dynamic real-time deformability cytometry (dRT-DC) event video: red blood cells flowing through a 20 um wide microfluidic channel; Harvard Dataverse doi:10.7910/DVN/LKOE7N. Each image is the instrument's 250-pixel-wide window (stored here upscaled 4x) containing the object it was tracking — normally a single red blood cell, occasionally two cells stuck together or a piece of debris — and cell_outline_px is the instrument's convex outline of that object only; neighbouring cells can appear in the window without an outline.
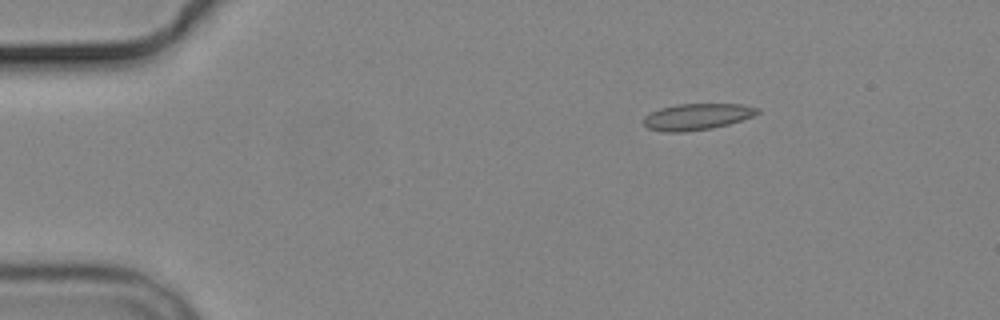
{"species": "common noctule bat (a hibernating species)", "species_latin": "Nyctalus noctula", "temperature_condition": "cold", "stored_images_in_passage": 4, "camera_frame_rate_fps": 3000, "um_per_image_px": 0.085, "animal": {"sex": "male", "body_mass_g": 19.2, "forearm_length_mm": 51.8}, "frame": {"image": 1, "passage_image": 2, "time_ms": 2.0, "image_size_px": [1000, 320], "cell_outline_px": [[760, 112], [752, 116], [728, 124], [712, 128], [684, 132], [668, 132], [648, 128], [644, 124], [644, 116], [660, 108], [676, 104], [744, 104], [760, 108]], "centroid_in_image_um": [59.26, 9.91], "position_along_channel_um": 25.7, "area_um2": 17.4}}
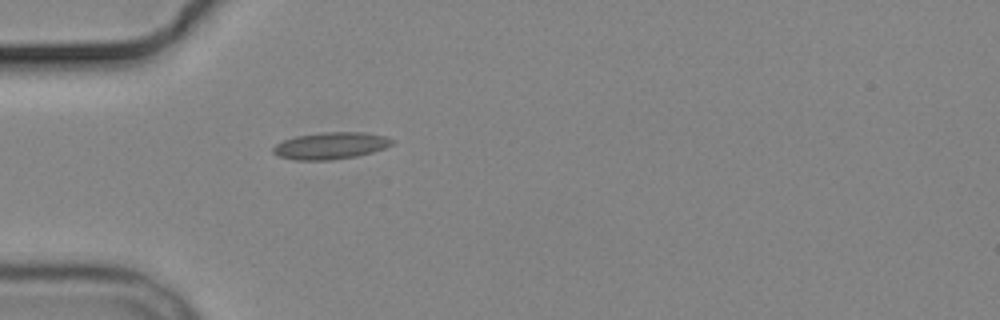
{"frame": {"image": 2, "passage_image": 4, "time_ms": 4.667, "image_size_px": [1000, 320], "cell_outline_px": [[396, 140], [392, 144], [384, 148], [372, 152], [356, 156], [328, 160], [296, 160], [280, 156], [272, 152], [272, 148], [276, 144], [284, 140], [296, 136], [320, 132], [364, 132], [388, 136]], "centroid_in_image_um": [28.14, 12.37], "position_along_channel_um": 56.9, "area_um2": 18.67}}